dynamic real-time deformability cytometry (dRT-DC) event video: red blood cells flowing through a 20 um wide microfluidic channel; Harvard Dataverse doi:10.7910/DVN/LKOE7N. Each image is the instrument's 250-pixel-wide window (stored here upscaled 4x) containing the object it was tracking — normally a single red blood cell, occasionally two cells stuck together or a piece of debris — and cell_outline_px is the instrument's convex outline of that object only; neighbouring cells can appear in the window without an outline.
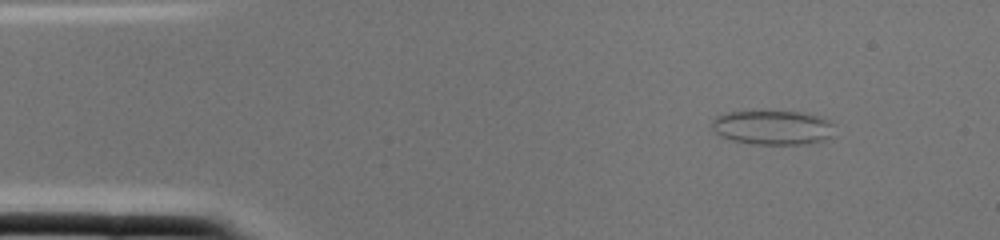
{"species": "common noctule bat (a hibernating species)", "species_latin": "Nyctalus noctula", "temperature_condition": "cold", "stored_images_in_passage": 1, "camera_frame_rate_fps": 3000, "um_per_image_px": 0.085, "animal": {"sex": "female", "body_mass_g": 22.0, "forearm_length_mm": 56.7}, "frame": {"image": 1, "passage_image": 1, "time_ms": 0.0, "image_size_px": [1000, 240], "cell_outline_px": [[836, 124], [832, 136], [824, 140], [808, 144], [752, 144], [732, 140], [720, 136], [712, 128], [712, 120], [716, 116], [728, 112], [804, 112], [824, 116]], "centroid_in_image_um": [65.76, 10.84], "position_along_channel_um": 19.2, "area_um2": 24.85}}